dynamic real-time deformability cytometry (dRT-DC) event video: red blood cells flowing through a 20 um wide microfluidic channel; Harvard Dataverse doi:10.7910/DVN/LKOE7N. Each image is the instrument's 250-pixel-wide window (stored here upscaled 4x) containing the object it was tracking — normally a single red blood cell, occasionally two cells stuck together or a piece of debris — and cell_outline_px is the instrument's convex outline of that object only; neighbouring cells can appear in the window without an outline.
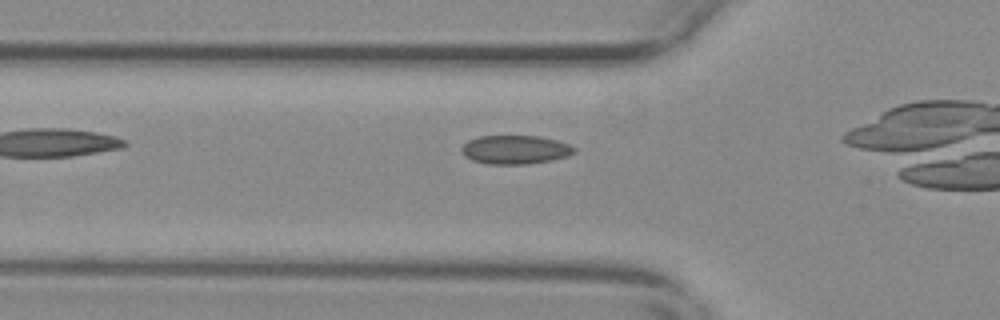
{"species": "common noctule bat (a hibernating species)", "species_latin": "Nyctalus noctula", "temperature_condition": "warm", "stored_images_in_passage": 22, "camera_frame_rate_fps": 3000, "um_per_image_px": 0.085, "animal": {"sex": "female", "body_mass_g": 29.2, "forearm_length_mm": 56.3}, "frame": {"image": 1, "passage_image": 3, "time_ms": 0.667, "image_size_px": [1000, 320], "cell_outline_px": [[576, 152], [568, 156], [552, 160], [524, 164], [488, 164], [472, 160], [464, 156], [460, 148], [468, 140], [480, 136], [536, 136], [556, 140], [568, 144], [576, 148]], "centroid_in_image_um": [43.78, 12.72], "position_along_channel_um": 82.0, "area_um2": 18.84}}
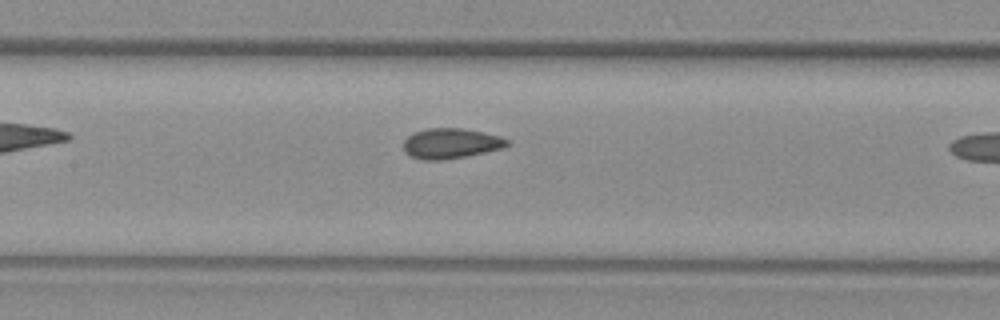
{"frame": {"image": 2, "passage_image": 10, "time_ms": 3.0, "image_size_px": [1000, 320], "cell_outline_px": [[508, 144], [504, 148], [468, 156], [444, 160], [424, 160], [408, 156], [404, 152], [404, 140], [412, 132], [428, 128], [464, 128], [484, 132], [500, 136], [508, 140]], "centroid_in_image_um": [38.3, 12.19], "position_along_channel_um": 169.1, "area_um2": 18.55}}
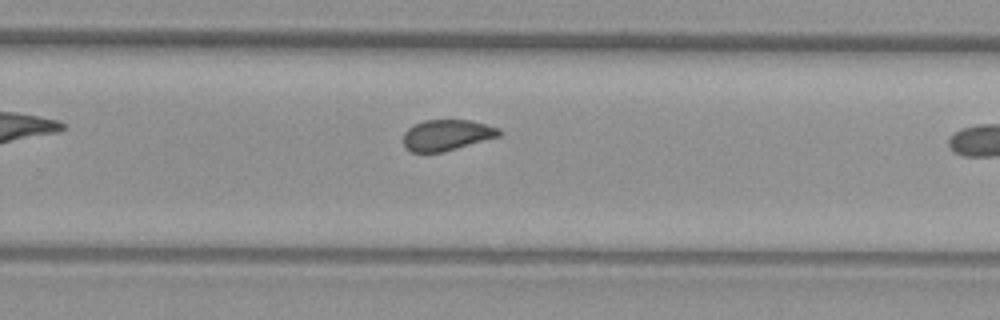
{"frame": {"image": 3, "passage_image": 20, "time_ms": 6.333, "image_size_px": [1000, 320], "cell_outline_px": [[500, 136], [444, 152], [412, 152], [404, 148], [404, 132], [408, 128], [424, 120], [472, 120], [500, 128]], "centroid_in_image_um": [37.98, 11.48], "position_along_channel_um": 291.8, "area_um2": 17.28}}